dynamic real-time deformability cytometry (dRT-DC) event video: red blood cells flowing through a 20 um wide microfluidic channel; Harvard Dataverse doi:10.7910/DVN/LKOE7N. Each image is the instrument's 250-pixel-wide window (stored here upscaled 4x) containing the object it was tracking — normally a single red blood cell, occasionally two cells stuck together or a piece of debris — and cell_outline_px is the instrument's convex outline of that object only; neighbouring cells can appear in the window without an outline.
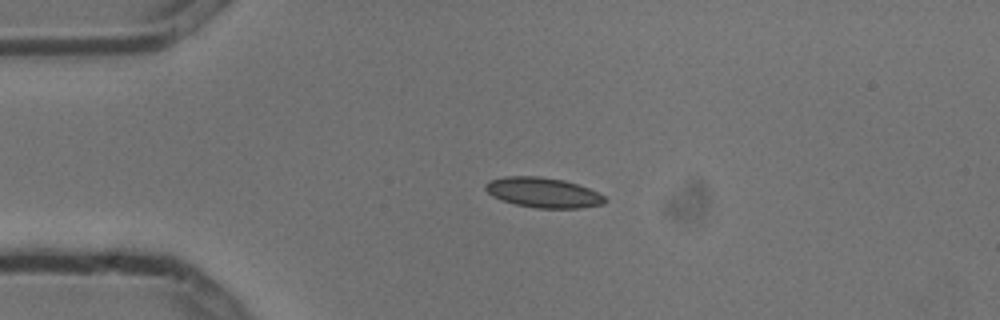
{"species": "common noctule bat (a hibernating species)", "species_latin": "Nyctalus noctula", "temperature_condition": "cold", "stored_images_in_passage": 5, "camera_frame_rate_fps": 3000, "um_per_image_px": 0.085, "animal": {"sex": "male", "body_mass_g": 13.3}, "frame": {"image": 1, "passage_image": 4, "time_ms": 1.0, "image_size_px": [1000, 320], "cell_outline_px": [[608, 200], [604, 204], [580, 208], [536, 208], [516, 204], [500, 200], [492, 196], [484, 188], [484, 184], [488, 180], [504, 176], [540, 176], [564, 180], [588, 188], [604, 196]], "centroid_in_image_um": [46.13, 16.36], "position_along_channel_um": 38.9, "area_um2": 21.04}}